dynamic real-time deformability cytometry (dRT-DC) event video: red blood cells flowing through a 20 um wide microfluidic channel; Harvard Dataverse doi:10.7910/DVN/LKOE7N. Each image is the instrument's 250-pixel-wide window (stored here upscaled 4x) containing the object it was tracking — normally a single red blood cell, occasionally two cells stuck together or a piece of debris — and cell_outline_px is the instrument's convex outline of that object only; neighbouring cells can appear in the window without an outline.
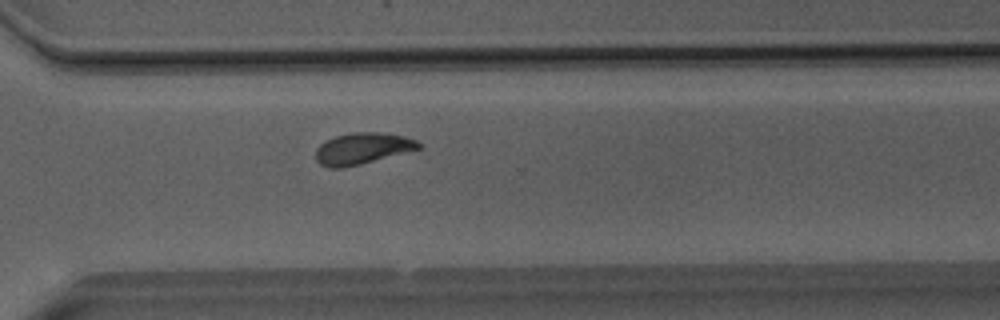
{"species": "Egyptian fruit bat (a non-hibernating species)", "species_latin": "Rousettus aegyptiacus", "temperature_condition": "room temperature", "stored_images_in_passage": 30, "camera_frame_rate_fps": 3000, "um_per_image_px": 0.085, "animal": {"sex": "male"}, "frame": {"image": 1, "passage_image": 22, "time_ms": 7.0, "image_size_px": [1000, 320], "cell_outline_px": [[420, 148], [360, 164], [344, 168], [328, 168], [320, 164], [316, 160], [316, 148], [320, 144], [336, 136], [356, 132], [376, 132], [404, 136], [416, 140], [420, 144]], "centroid_in_image_um": [30.76, 12.63], "position_along_channel_um": 339.8, "area_um2": 18.5}}